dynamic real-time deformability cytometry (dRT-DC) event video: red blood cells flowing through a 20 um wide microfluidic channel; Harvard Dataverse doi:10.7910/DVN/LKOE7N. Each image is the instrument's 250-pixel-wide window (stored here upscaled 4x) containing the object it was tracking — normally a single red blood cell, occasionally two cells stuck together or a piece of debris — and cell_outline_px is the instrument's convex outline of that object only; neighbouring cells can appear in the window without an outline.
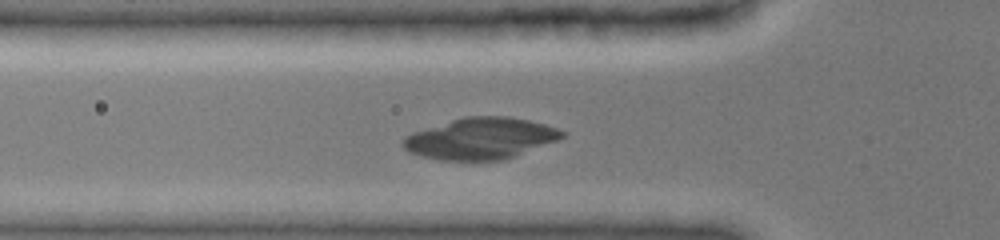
{"species": "common noctule bat (a hibernating species)", "species_latin": "Nyctalus noctula", "temperature_condition": "cold", "stored_images_in_passage": 17, "camera_frame_rate_fps": 3000, "um_per_image_px": 0.085, "animal": {"sex": "female", "body_mass_g": 19.0, "forearm_length_mm": 51.5}, "frame": {"image": 1, "passage_image": 9, "time_ms": 3.333, "image_size_px": [1000, 240], "cell_outline_px": [[568, 132], [564, 136], [556, 140], [504, 160], [440, 160], [408, 152], [400, 144], [412, 132], [464, 116], [508, 116], [528, 120], [544, 124]], "centroid_in_image_um": [40.84, 11.76], "position_along_channel_um": 85.0, "area_um2": 38.03}}
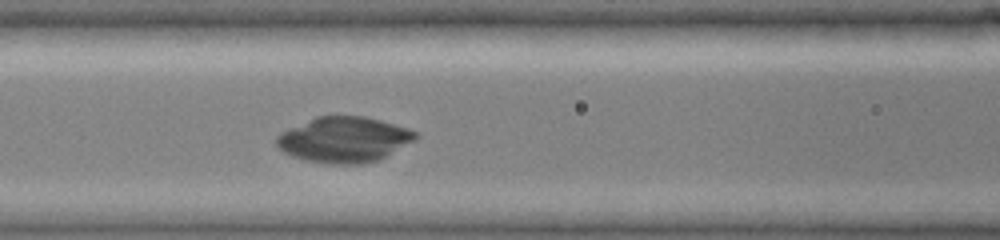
{"frame": {"image": 2, "passage_image": 14, "time_ms": 4.667, "image_size_px": [1000, 240], "cell_outline_px": [[420, 136], [416, 140], [380, 160], [360, 164], [332, 164], [304, 160], [292, 156], [284, 152], [276, 144], [276, 136], [280, 132], [288, 128], [316, 116], [336, 112], [364, 116], [380, 120], [408, 128], [420, 132]], "centroid_in_image_um": [29.26, 11.83], "position_along_channel_um": 137.3, "area_um2": 37.92}}
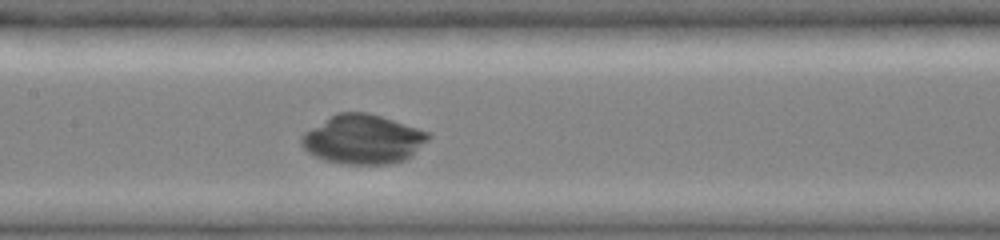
{"frame": {"image": 3, "passage_image": 17, "time_ms": 5.667, "image_size_px": [1000, 240], "cell_outline_px": [[432, 136], [428, 140], [404, 160], [388, 164], [348, 164], [324, 160], [308, 152], [300, 144], [300, 136], [304, 132], [336, 112], [368, 112], [428, 132]], "centroid_in_image_um": [30.8, 11.83], "position_along_channel_um": 176.6, "area_um2": 36.07}}